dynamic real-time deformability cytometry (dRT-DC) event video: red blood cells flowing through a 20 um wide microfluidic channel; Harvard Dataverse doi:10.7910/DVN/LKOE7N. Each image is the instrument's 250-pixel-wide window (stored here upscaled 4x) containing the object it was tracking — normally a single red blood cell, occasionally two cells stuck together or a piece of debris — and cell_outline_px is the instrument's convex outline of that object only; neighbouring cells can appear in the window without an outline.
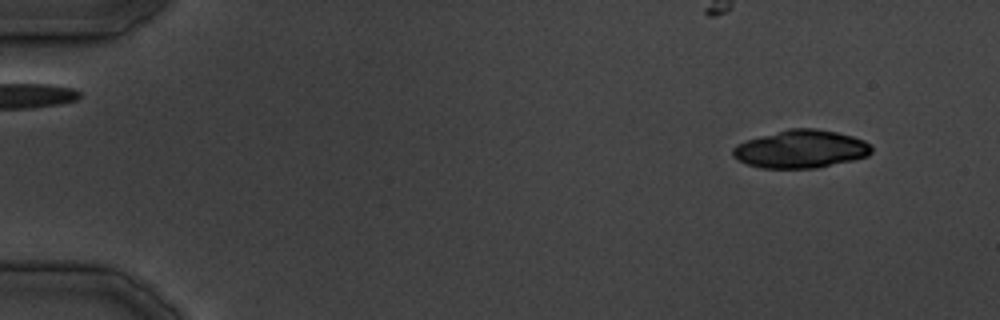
{"species": "common noctule bat (a hibernating species)", "species_latin": "Nyctalus noctula", "temperature_condition": "cold", "stored_images_in_passage": 25, "camera_frame_rate_fps": 3000, "um_per_image_px": 0.085, "animal": {"sex": "male", "body_mass_g": 19.5, "forearm_length_mm": 54.6}, "frame": {"image": 1, "passage_image": 3, "time_ms": 3.0, "image_size_px": [1000, 320], "cell_outline_px": [[872, 152], [868, 156], [852, 160], [816, 168], [760, 168], [736, 160], [732, 156], [732, 148], [736, 144], [744, 140], [788, 128], [816, 128], [836, 132], [852, 136], [864, 140], [872, 144]], "centroid_in_image_um": [68.04, 12.66], "position_along_channel_um": 17.0, "area_um2": 30.98}}